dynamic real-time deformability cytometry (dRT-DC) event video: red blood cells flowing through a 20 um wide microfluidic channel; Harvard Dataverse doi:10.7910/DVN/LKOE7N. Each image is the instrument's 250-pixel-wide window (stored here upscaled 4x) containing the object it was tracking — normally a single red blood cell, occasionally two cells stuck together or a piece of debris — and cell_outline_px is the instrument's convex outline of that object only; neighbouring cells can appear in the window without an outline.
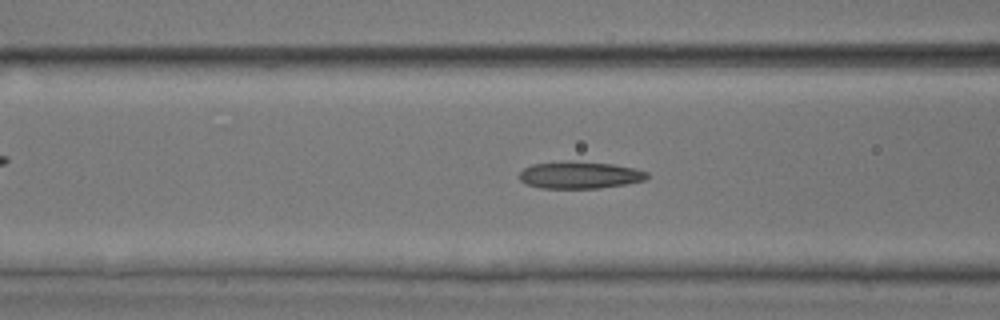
{"species": "common noctule bat (a hibernating species)", "species_latin": "Nyctalus noctula", "temperature_condition": "room temperature", "stored_images_in_passage": 48, "camera_frame_rate_fps": 3000, "um_per_image_px": 0.085, "animal": {"sex": "male", "body_mass_g": 17.9, "forearm_length_mm": 54.2}, "frame": {"image": 1, "passage_image": 21, "time_ms": 6.667, "image_size_px": [1000, 320], "cell_outline_px": [[648, 176], [644, 180], [624, 184], [600, 188], [540, 188], [524, 184], [520, 180], [520, 172], [524, 168], [532, 164], [568, 160], [612, 164], [636, 168], [648, 172]], "centroid_in_image_um": [49.25, 14.87], "position_along_channel_um": 117.4, "area_um2": 20.29}}
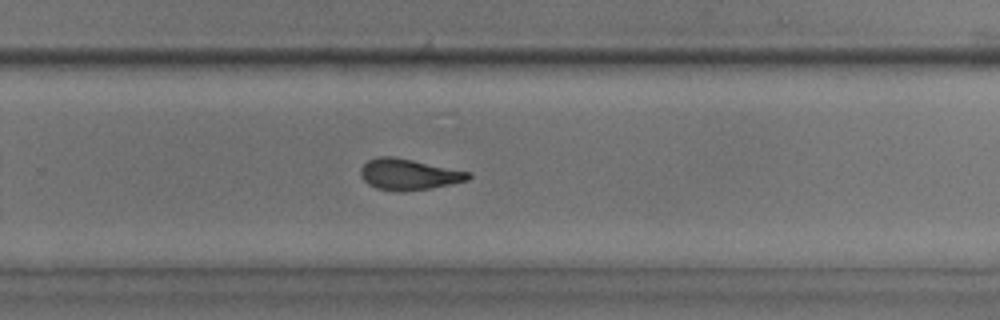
{"frame": {"image": 2, "passage_image": 35, "time_ms": 11.333, "image_size_px": [1000, 320], "cell_outline_px": [[472, 176], [468, 180], [428, 188], [400, 192], [376, 188], [368, 184], [360, 176], [360, 168], [368, 160], [380, 156], [392, 156], [472, 172]], "centroid_in_image_um": [34.72, 14.82], "position_along_channel_um": 295.1, "area_um2": 19.36}}